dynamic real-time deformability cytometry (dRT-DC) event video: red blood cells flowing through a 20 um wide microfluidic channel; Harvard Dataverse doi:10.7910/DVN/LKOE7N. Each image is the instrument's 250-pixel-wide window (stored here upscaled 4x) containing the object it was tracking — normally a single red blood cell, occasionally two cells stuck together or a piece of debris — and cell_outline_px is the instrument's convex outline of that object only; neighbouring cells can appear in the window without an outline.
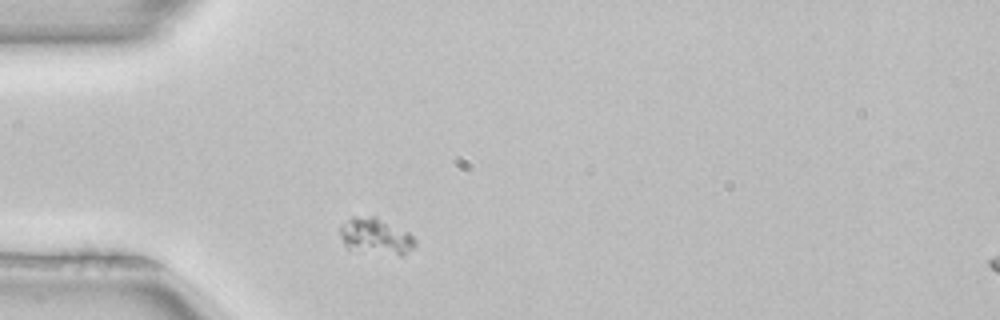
{"species": "common noctule bat (a hibernating species)", "species_latin": "Nyctalus noctula", "temperature_condition": "room temperature", "stored_images_in_passage": 1, "camera_frame_rate_fps": 3000, "um_per_image_px": 0.085, "animal": {"sex": "female", "body_mass_g": 22.7, "forearm_length_mm": 54.2}, "frame": {"image": 1, "passage_image": 1, "time_ms": 0.0, "image_size_px": [1000, 320], "cell_outline_px": [[416, 244], [412, 248], [400, 256], [348, 248], [344, 244], [340, 236], [340, 224], [352, 216], [376, 216], [408, 232], [416, 240]], "centroid_in_image_um": [31.92, 20.05], "position_along_channel_um": 53.1, "area_um2": 15.72}}